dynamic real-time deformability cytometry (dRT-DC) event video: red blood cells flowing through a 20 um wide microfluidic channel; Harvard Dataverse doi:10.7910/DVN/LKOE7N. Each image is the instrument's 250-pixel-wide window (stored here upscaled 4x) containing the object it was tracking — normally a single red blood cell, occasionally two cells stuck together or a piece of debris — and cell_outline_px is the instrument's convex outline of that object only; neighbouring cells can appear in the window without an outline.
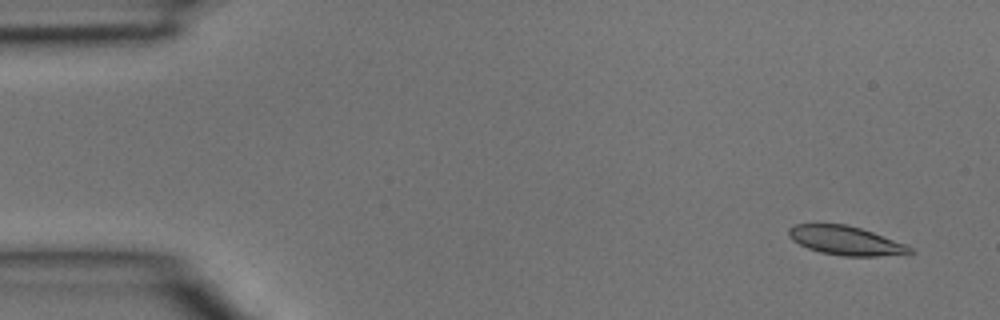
{"species": "common noctule bat (a hibernating species)", "species_latin": "Nyctalus noctula", "temperature_condition": "room temperature", "stored_images_in_passage": 5, "camera_frame_rate_fps": 3000, "um_per_image_px": 0.085, "animal": {"sex": "male", "body_mass_g": 15.6}, "frame": {"image": 1, "passage_image": 1, "time_ms": 0.0, "image_size_px": [1000, 320], "cell_outline_px": [[916, 252], [876, 256], [844, 256], [820, 252], [808, 248], [792, 240], [788, 236], [788, 228], [796, 224], [848, 224], [872, 232], [904, 244], [912, 248]], "centroid_in_image_um": [71.84, 20.44], "position_along_channel_um": 13.2, "area_um2": 20.17}}